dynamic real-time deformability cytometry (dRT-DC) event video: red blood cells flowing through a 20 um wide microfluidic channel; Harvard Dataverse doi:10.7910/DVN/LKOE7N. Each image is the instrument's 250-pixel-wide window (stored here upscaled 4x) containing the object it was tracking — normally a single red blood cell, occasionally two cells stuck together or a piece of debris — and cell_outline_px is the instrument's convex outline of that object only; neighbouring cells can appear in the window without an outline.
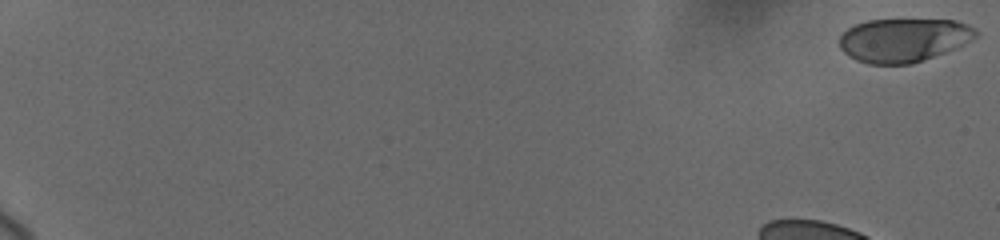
{"species": "human", "species_latin": "Homo sapiens", "temperature_condition": "cold", "stored_images_in_passage": 26, "camera_frame_rate_fps": 3000, "um_per_image_px": 0.085, "donor": {"sex": "female"}, "frame": {"image": 1, "passage_image": 1, "time_ms": 0.0, "image_size_px": [1000, 240], "cell_outline_px": [[980, 32], [976, 36], [964, 44], [956, 48], [924, 60], [912, 64], [868, 64], [856, 60], [848, 56], [840, 48], [840, 36], [848, 28], [856, 24], [868, 20], [956, 20], [968, 24], [976, 28]], "centroid_in_image_um": [76.82, 3.41], "position_along_channel_um": 8.2, "area_um2": 34.8}}
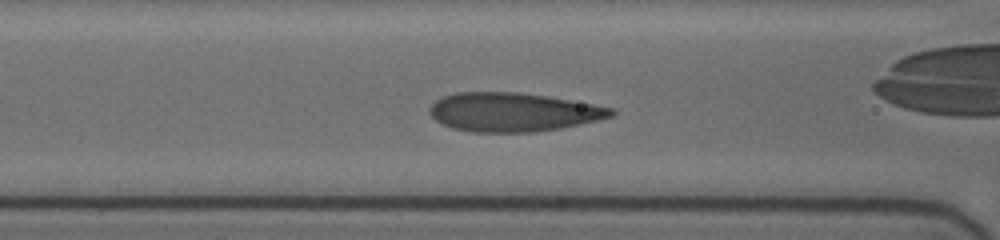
{"frame": {"image": 2, "passage_image": 24, "time_ms": 8.333, "image_size_px": [1000, 240], "cell_outline_px": [[616, 112], [612, 116], [596, 120], [560, 128], [532, 132], [472, 132], [452, 128], [436, 120], [428, 112], [428, 108], [436, 100], [444, 96], [456, 92], [516, 92], [544, 96], [592, 104], [612, 108]], "centroid_in_image_um": [43.55, 9.53], "position_along_channel_um": 123.0, "area_um2": 40.63}}